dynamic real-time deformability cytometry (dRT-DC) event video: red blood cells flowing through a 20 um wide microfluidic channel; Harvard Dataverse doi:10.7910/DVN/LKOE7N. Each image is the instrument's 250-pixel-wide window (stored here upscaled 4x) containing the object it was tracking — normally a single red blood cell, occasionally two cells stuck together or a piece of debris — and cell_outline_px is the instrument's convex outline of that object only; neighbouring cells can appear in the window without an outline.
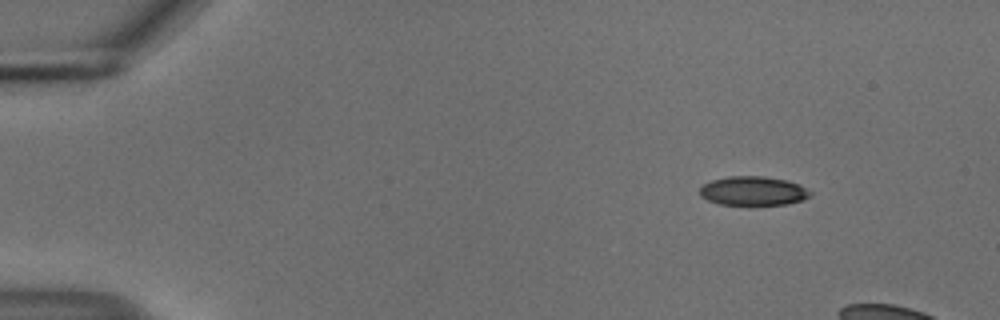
{"species": "common noctule bat (a hibernating species)", "species_latin": "Nyctalus noctula", "temperature_condition": "cold", "stored_images_in_passage": 9, "camera_frame_rate_fps": 3000, "um_per_image_px": 0.085, "animal": {"sex": "male", "body_mass_g": 18.8}, "frame": {"image": 1, "passage_image": 1, "time_ms": 0.0, "image_size_px": [1000, 320], "cell_outline_px": [[812, 196], [804, 200], [788, 204], [748, 208], [720, 204], [708, 200], [700, 196], [700, 188], [704, 184], [712, 180], [728, 176], [764, 176], [788, 180], [800, 184], [812, 192]], "centroid_in_image_um": [64.06, 16.28], "position_along_channel_um": 20.9, "area_um2": 19.77}}